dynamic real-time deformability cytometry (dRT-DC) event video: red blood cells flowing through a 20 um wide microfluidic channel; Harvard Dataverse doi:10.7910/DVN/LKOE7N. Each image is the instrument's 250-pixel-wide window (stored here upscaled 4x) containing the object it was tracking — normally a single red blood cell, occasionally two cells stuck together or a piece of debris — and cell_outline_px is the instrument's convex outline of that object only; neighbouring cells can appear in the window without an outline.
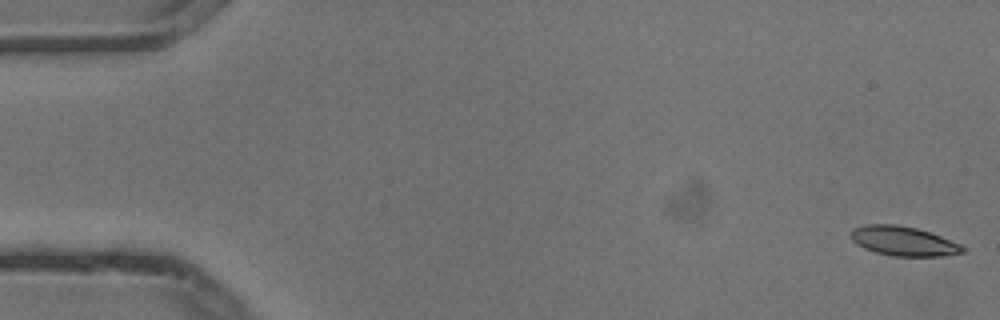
{"species": "common noctule bat (a hibernating species)", "species_latin": "Nyctalus noctula", "temperature_condition": "cold", "stored_images_in_passage": 6, "camera_frame_rate_fps": 3000, "um_per_image_px": 0.085, "animal": {"sex": "male", "body_mass_g": 13.3}, "frame": {"image": 1, "passage_image": 1, "time_ms": 0.0, "image_size_px": [1000, 320], "cell_outline_px": [[968, 248], [964, 252], [944, 256], [892, 256], [876, 252], [864, 248], [856, 244], [852, 240], [852, 228], [868, 224], [896, 224], [916, 228], [940, 236], [960, 244]], "centroid_in_image_um": [76.81, 20.5], "position_along_channel_um": 8.2, "area_um2": 19.13}}
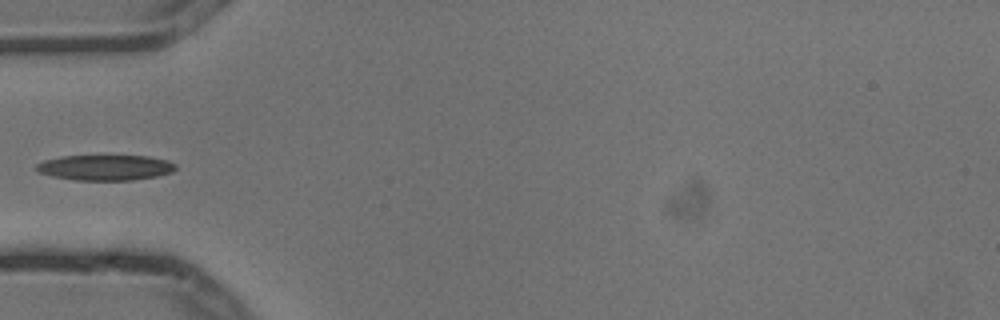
{"frame": {"image": 2, "passage_image": 5, "time_ms": 1.333, "image_size_px": [1000, 320], "cell_outline_px": [[176, 168], [172, 172], [156, 176], [132, 180], [76, 180], [52, 176], [40, 172], [36, 168], [36, 164], [44, 160], [64, 156], [148, 156], [168, 160], [176, 164]], "centroid_in_image_um": [8.98, 14.24], "position_along_channel_um": 76.0, "area_um2": 20.52}}
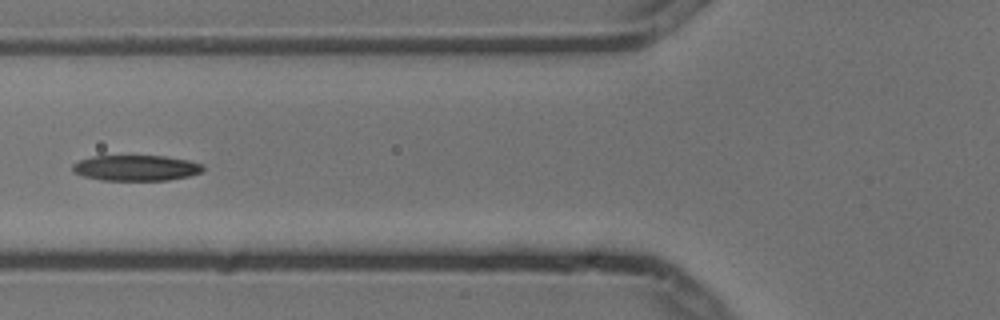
{"frame": {"image": 3, "passage_image": 6, "time_ms": 1.667, "image_size_px": [1000, 320], "cell_outline_px": [[204, 168], [200, 172], [188, 176], [168, 180], [100, 180], [84, 176], [72, 172], [72, 164], [80, 160], [92, 156], [164, 156], [188, 160], [204, 164]], "centroid_in_image_um": [11.55, 14.27], "position_along_channel_um": 114.3, "area_um2": 19.48}}